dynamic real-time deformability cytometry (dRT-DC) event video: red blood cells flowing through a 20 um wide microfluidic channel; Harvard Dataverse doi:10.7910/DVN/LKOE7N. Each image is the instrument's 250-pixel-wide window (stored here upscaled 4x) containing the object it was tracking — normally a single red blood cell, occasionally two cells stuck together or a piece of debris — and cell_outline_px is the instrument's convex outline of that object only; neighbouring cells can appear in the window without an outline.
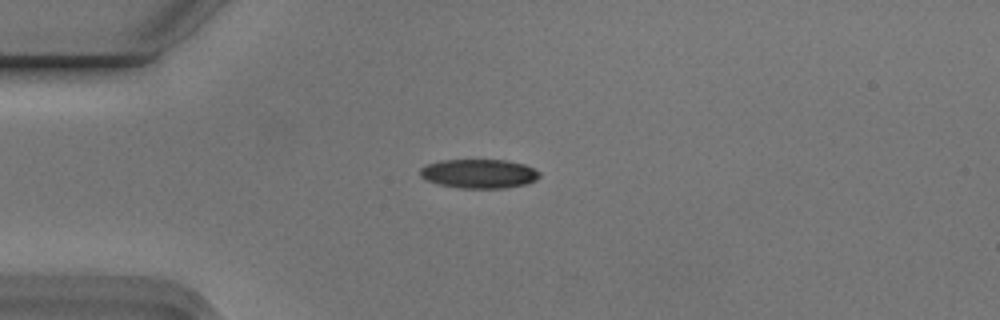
{"species": "Egyptian fruit bat (a non-hibernating species)", "species_latin": "Rousettus aegyptiacus", "temperature_condition": "cold", "stored_images_in_passage": 5, "camera_frame_rate_fps": 3000, "um_per_image_px": 0.085, "animal": {"sex": "male"}, "frame": {"image": 1, "passage_image": 3, "time_ms": 0.667, "image_size_px": [1000, 320], "cell_outline_px": [[540, 176], [536, 180], [528, 184], [504, 188], [460, 188], [436, 184], [420, 176], [420, 168], [424, 164], [440, 160], [508, 160], [524, 164], [540, 172]], "centroid_in_image_um": [40.7, 14.76], "position_along_channel_um": 44.3, "area_um2": 20.46}}